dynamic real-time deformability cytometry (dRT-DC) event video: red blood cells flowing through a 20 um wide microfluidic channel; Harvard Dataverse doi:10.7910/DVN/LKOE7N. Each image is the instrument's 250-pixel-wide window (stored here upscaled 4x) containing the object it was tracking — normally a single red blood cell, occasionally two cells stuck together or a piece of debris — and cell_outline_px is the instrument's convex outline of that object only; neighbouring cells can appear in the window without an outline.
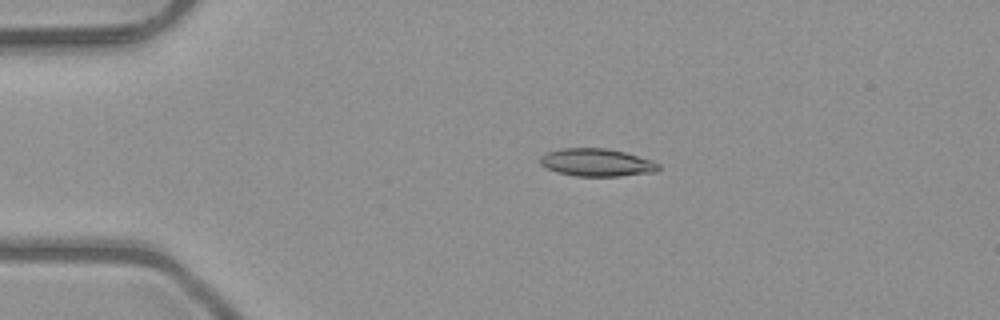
{"species": "common noctule bat (a hibernating species)", "species_latin": "Nyctalus noctula", "temperature_condition": "room temperature", "stored_images_in_passage": 50, "camera_frame_rate_fps": 3000, "um_per_image_px": 0.085, "animal": {"sex": "male", "body_mass_g": 23.1, "forearm_length_mm": 52.7}, "frame": {"image": 1, "passage_image": 10, "time_ms": 3.0, "image_size_px": [1000, 320], "cell_outline_px": [[660, 168], [656, 172], [620, 176], [576, 176], [556, 172], [540, 164], [540, 156], [544, 152], [564, 148], [608, 148], [624, 152], [652, 160], [660, 164]], "centroid_in_image_um": [50.72, 13.81], "position_along_channel_um": 34.3, "area_um2": 19.25}}
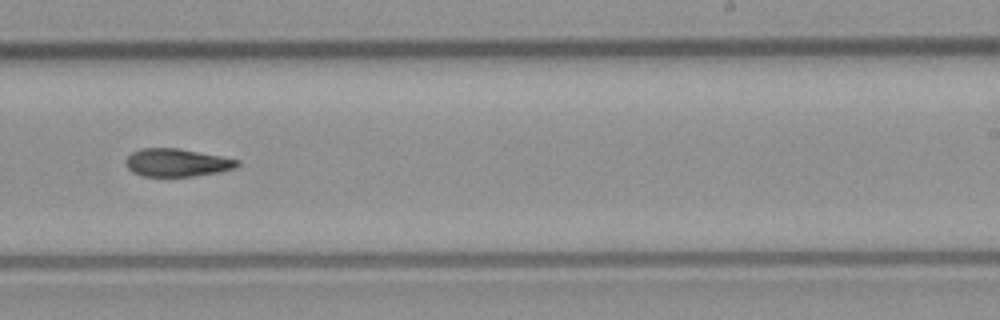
{"frame": {"image": 2, "passage_image": 31, "time_ms": 10.0, "image_size_px": [1000, 320], "cell_outline_px": [[240, 164], [236, 168], [220, 172], [192, 176], [140, 176], [132, 172], [128, 168], [124, 160], [132, 152], [140, 148], [176, 148], [220, 156], [240, 160]], "centroid_in_image_um": [15.02, 13.83], "position_along_channel_um": 274.0, "area_um2": 18.15}}
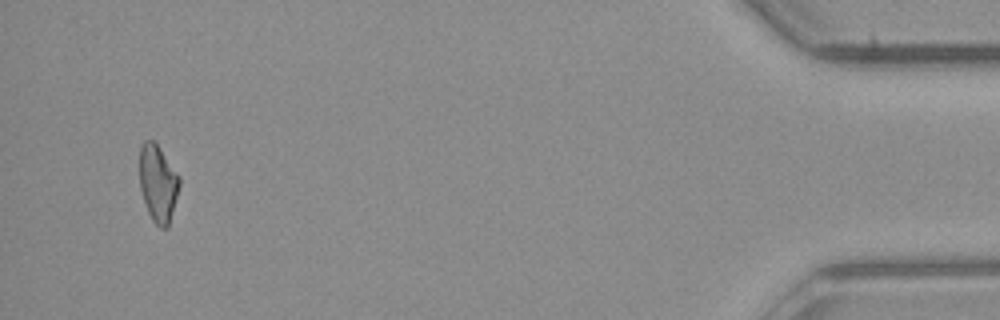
{"frame": {"image": 3, "passage_image": 48, "time_ms": 15.667, "image_size_px": [1000, 320], "cell_outline_px": [[180, 184], [168, 228], [160, 228], [152, 220], [148, 212], [140, 188], [140, 148], [144, 140], [152, 140], [156, 144], [180, 176]], "centroid_in_image_um": [13.43, 15.6], "position_along_channel_um": 421.8, "area_um2": 17.69}, "authors_computed_cell_mechanics": {"area_um2": 18.496, "velocity_mm_per_s": 4.0604, "shape_relaxation_time_tau1_ms": 10.1042, "shape_relaxation_time_tau2_ms": null, "deformation_change_tau1": 0.2123, "deformation_change_tau2": null}}